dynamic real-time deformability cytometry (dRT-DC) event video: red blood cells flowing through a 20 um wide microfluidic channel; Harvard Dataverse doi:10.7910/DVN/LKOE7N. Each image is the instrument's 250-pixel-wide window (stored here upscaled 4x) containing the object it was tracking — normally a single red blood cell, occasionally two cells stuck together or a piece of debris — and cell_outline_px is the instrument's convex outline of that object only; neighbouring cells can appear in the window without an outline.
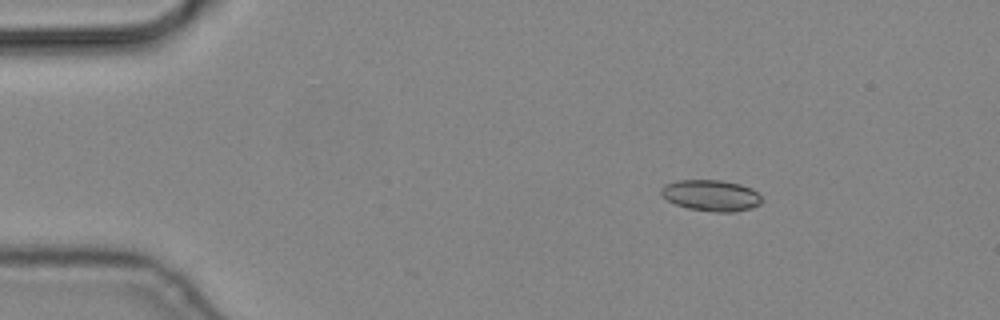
{"species": "common noctule bat (a hibernating species)", "species_latin": "Nyctalus noctula", "temperature_condition": "cold", "stored_images_in_passage": 5, "camera_frame_rate_fps": 3000, "um_per_image_px": 0.085, "animal": {"sex": "male", "body_mass_g": 19.2, "forearm_length_mm": 51.8}, "frame": {"image": 1, "passage_image": 3, "time_ms": 0.667, "image_size_px": [1000, 320], "cell_outline_px": [[764, 200], [760, 204], [752, 208], [736, 212], [712, 212], [688, 208], [676, 204], [668, 200], [660, 192], [660, 188], [664, 184], [676, 180], [720, 180], [740, 184], [752, 188]], "centroid_in_image_um": [60.46, 16.61], "position_along_channel_um": 24.5, "area_um2": 18.44}}